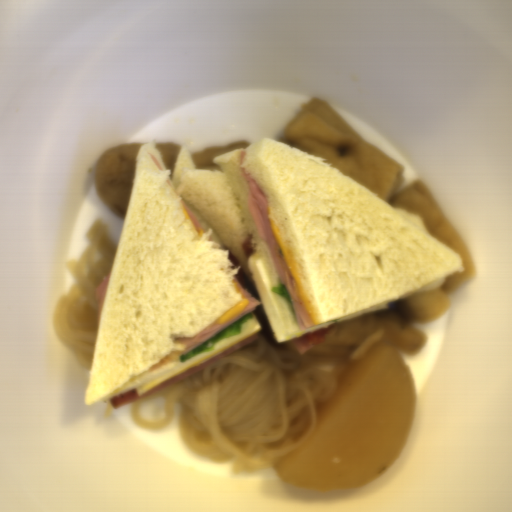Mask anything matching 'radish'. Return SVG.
<instances>
[{
	"label": "radish",
	"instance_id": "1f323893",
	"mask_svg": "<svg viewBox=\"0 0 512 512\" xmlns=\"http://www.w3.org/2000/svg\"><path fill=\"white\" fill-rule=\"evenodd\" d=\"M416 414V388L391 343L367 349L316 412L309 438L272 467L280 481L316 492L355 490L398 459Z\"/></svg>",
	"mask_w": 512,
	"mask_h": 512
}]
</instances>
